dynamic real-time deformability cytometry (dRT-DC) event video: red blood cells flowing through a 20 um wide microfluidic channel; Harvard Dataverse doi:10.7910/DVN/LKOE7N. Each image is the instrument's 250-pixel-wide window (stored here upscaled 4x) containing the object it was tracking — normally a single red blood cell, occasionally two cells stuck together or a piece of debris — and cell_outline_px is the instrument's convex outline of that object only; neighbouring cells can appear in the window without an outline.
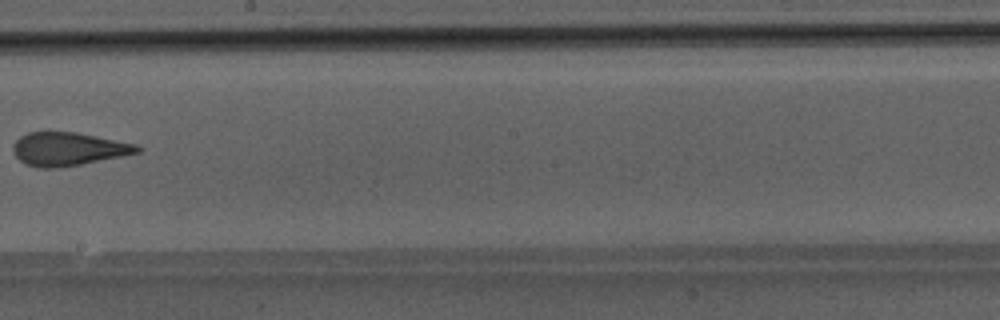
{"species": "Egyptian fruit bat (a non-hibernating species)", "species_latin": "Rousettus aegyptiacus", "temperature_condition": "room temperature", "stored_images_in_passage": 9, "camera_frame_rate_fps": 3000, "um_per_image_px": 0.085, "animal": {"sex": "male"}, "frame": {"image": 1, "passage_image": 9, "time_ms": 9.0, "image_size_px": [1000, 320], "cell_outline_px": [[144, 148], [140, 152], [124, 156], [80, 164], [56, 168], [40, 168], [28, 164], [20, 160], [12, 152], [12, 144], [20, 136], [28, 132], [76, 132], [136, 144]], "centroid_in_image_um": [5.81, 12.66], "position_along_channel_um": 242.4, "area_um2": 24.1}}